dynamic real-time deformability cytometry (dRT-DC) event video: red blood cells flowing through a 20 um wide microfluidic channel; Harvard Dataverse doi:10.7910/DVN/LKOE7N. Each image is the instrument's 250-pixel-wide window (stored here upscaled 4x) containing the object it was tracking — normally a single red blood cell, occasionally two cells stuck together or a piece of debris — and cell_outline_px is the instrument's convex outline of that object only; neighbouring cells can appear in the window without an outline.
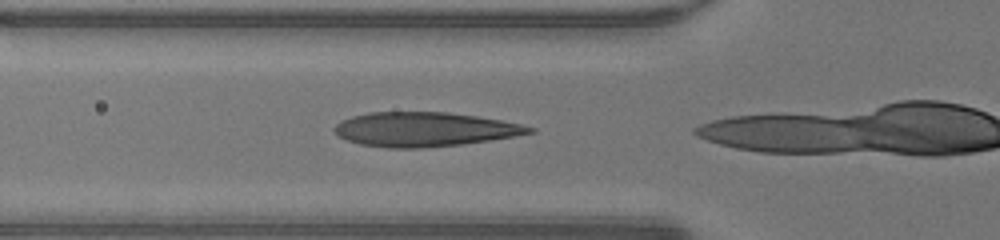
{"species": "human", "species_latin": "Homo sapiens", "temperature_condition": "warm", "stored_images_in_passage": 14, "camera_frame_rate_fps": 3000, "um_per_image_px": 0.085, "donor": {"sex": "male"}, "frame": {"image": 1, "passage_image": 11, "time_ms": 3.333, "image_size_px": [1000, 240], "cell_outline_px": [[536, 132], [488, 140], [460, 144], [420, 148], [388, 148], [360, 144], [348, 140], [340, 136], [332, 128], [340, 120], [352, 116], [368, 112], [448, 112], [476, 116], [500, 120], [520, 124], [536, 128]], "centroid_in_image_um": [36.05, 10.99], "position_along_channel_um": 89.8, "area_um2": 38.73}}